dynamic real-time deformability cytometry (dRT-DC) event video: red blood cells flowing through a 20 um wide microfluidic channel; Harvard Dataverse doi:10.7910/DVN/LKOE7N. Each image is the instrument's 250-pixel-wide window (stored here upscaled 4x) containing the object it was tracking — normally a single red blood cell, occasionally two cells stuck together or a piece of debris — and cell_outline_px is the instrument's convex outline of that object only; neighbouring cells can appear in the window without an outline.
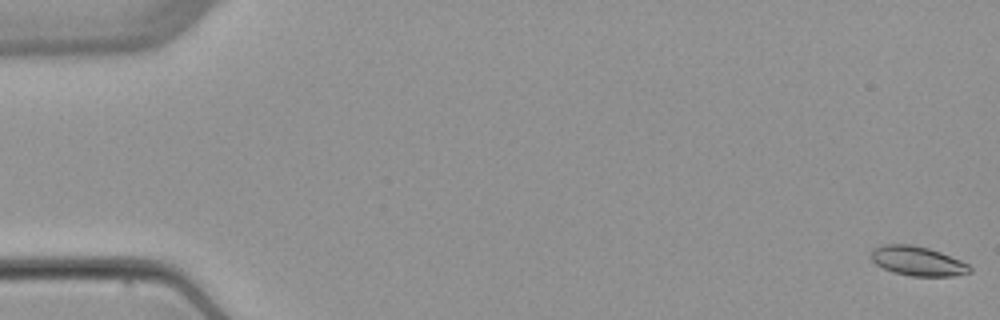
{"species": "common noctule bat (a hibernating species)", "species_latin": "Nyctalus noctula", "temperature_condition": "warm", "stored_images_in_passage": 4, "camera_frame_rate_fps": 3000, "um_per_image_px": 0.085, "animal": {"sex": "female", "body_mass_g": 22.7, "forearm_length_mm": 54.2}, "frame": {"image": 1, "passage_image": 1, "time_ms": 0.0, "image_size_px": [1000, 320], "cell_outline_px": [[972, 272], [952, 276], [912, 276], [892, 272], [876, 264], [872, 260], [872, 248], [880, 244], [912, 244], [928, 248], [940, 252], [960, 260], [968, 264], [972, 268]], "centroid_in_image_um": [77.99, 22.18], "position_along_channel_um": 7.0, "area_um2": 16.94}}
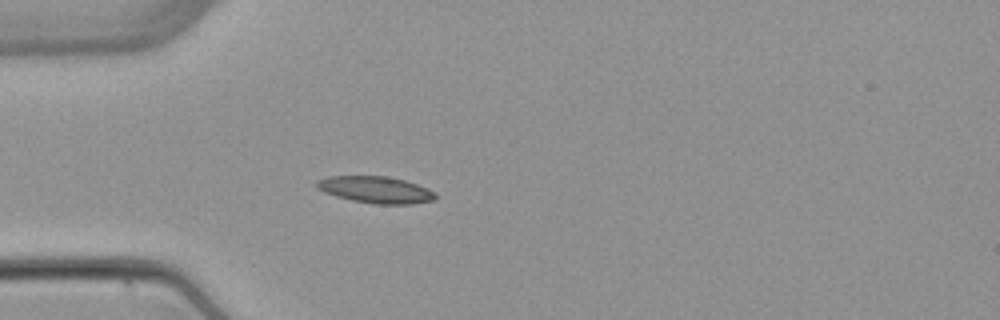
{"frame": {"image": 2, "passage_image": 4, "time_ms": 5.0, "image_size_px": [1000, 320], "cell_outline_px": [[436, 200], [412, 204], [372, 204], [352, 200], [336, 196], [324, 192], [316, 188], [316, 180], [328, 176], [388, 176], [404, 180], [428, 188], [436, 192]], "centroid_in_image_um": [31.94, 16.13], "position_along_channel_um": 53.1, "area_um2": 18.67}}